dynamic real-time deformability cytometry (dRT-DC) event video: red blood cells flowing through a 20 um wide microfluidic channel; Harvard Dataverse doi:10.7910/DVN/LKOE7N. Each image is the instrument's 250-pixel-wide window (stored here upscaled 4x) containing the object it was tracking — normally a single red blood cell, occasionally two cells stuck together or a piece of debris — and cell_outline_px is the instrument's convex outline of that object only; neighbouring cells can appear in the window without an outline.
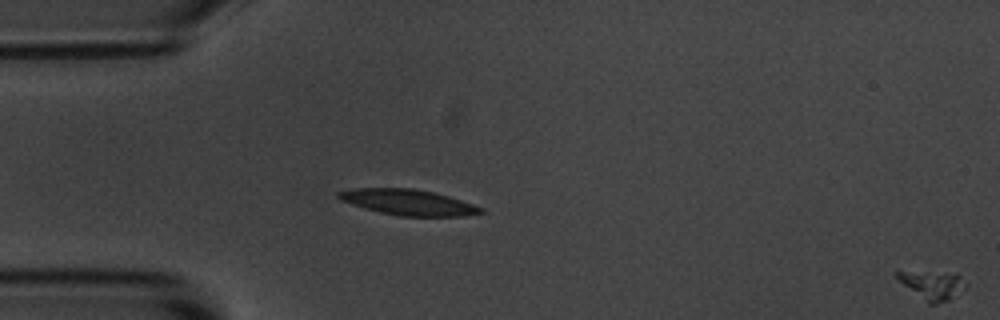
{"species": "common noctule bat (a hibernating species)", "species_latin": "Nyctalus noctula", "temperature_condition": "room temperature", "stored_images_in_passage": 14, "segment_of_instrument_passage": [2, 2], "camera_frame_rate_fps": 3000, "um_per_image_px": 0.085, "animal": {"sex": "male", "body_mass_g": 20.1, "forearm_length_mm": 53.5}, "frame": {"image": 1, "passage_image": 14, "time_ms": 4.333, "image_size_px": [1000, 320], "cell_outline_px": [[964, 288], [948, 300], [936, 304], [928, 304], [904, 284], [896, 276], [896, 272], [904, 272], [960, 276]], "centroid_in_image_um": [79.22, 24.3], "position_along_channel_um": 5.8, "area_um2": 10.17}}